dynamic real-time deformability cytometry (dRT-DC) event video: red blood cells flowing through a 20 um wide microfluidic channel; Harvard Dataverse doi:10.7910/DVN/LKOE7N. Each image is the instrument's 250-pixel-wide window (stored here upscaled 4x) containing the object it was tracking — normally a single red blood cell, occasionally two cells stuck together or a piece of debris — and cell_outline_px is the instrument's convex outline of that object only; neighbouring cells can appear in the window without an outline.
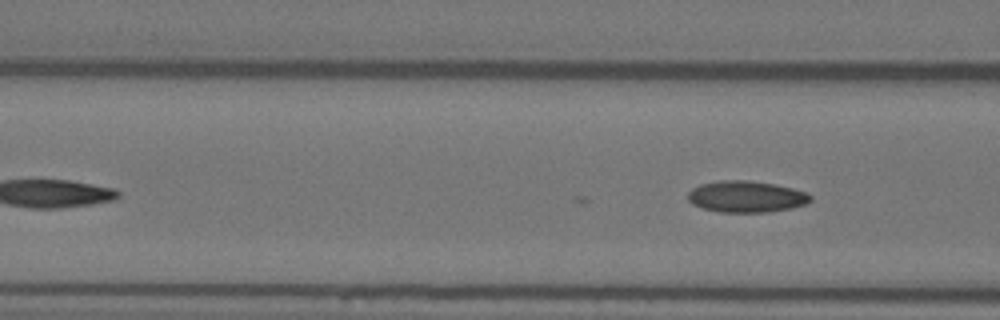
{"species": "Egyptian fruit bat (a non-hibernating species)", "species_latin": "Rousettus aegyptiacus", "temperature_condition": "warm", "stored_images_in_passage": 15, "camera_frame_rate_fps": 3000, "um_per_image_px": 0.085, "animal": {"sex": "female"}, "frame": {"image": 1, "passage_image": 15, "time_ms": 4.667, "image_size_px": [1000, 320], "cell_outline_px": [[812, 200], [808, 204], [792, 208], [768, 212], [720, 212], [704, 208], [692, 204], [688, 200], [688, 192], [692, 188], [700, 184], [720, 180], [748, 180], [772, 184], [792, 188], [808, 192], [812, 196]], "centroid_in_image_um": [63.46, 16.71], "position_along_channel_um": 103.1, "area_um2": 22.6}}